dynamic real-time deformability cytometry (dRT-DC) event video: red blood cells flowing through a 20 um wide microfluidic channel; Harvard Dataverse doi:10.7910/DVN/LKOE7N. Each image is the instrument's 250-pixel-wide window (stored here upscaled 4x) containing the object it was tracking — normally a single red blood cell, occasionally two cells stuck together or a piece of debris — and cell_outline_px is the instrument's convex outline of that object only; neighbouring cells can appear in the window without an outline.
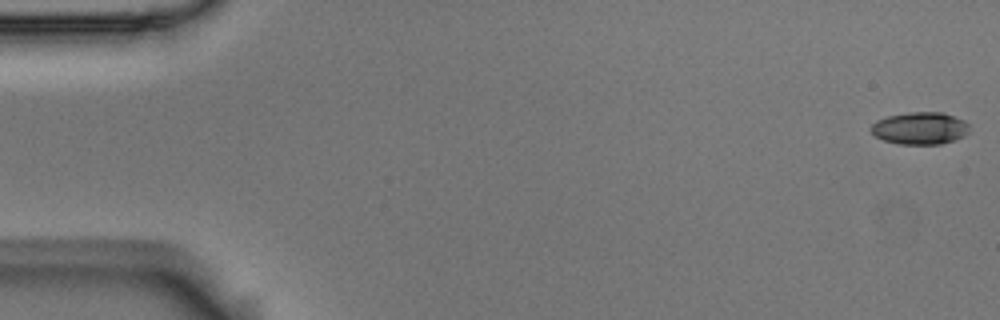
{"species": "Egyptian fruit bat (a non-hibernating species)", "species_latin": "Rousettus aegyptiacus", "temperature_condition": "room temperature", "stored_images_in_passage": 5, "camera_frame_rate_fps": 3000, "um_per_image_px": 0.085, "animal": {"sex": "male"}, "frame": {"image": 1, "passage_image": 1, "time_ms": 0.0, "image_size_px": [1000, 320], "cell_outline_px": [[968, 132], [964, 136], [956, 140], [940, 144], [900, 144], [884, 140], [876, 136], [872, 132], [872, 124], [876, 120], [888, 116], [908, 112], [944, 112], [964, 120], [968, 124]], "centroid_in_image_um": [78.23, 10.89], "position_along_channel_um": 6.8, "area_um2": 18.5}}
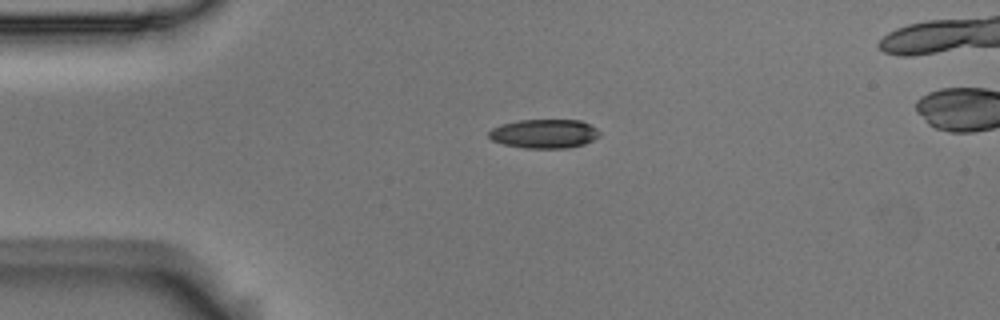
{"frame": {"image": 2, "passage_image": 3, "time_ms": 0.667, "image_size_px": [1000, 320], "cell_outline_px": [[600, 136], [584, 144], [568, 148], [524, 148], [504, 144], [492, 140], [488, 136], [488, 132], [492, 128], [500, 124], [520, 120], [580, 120], [596, 128], [600, 132]], "centroid_in_image_um": [46.25, 11.36], "position_along_channel_um": 38.8, "area_um2": 18.73}}
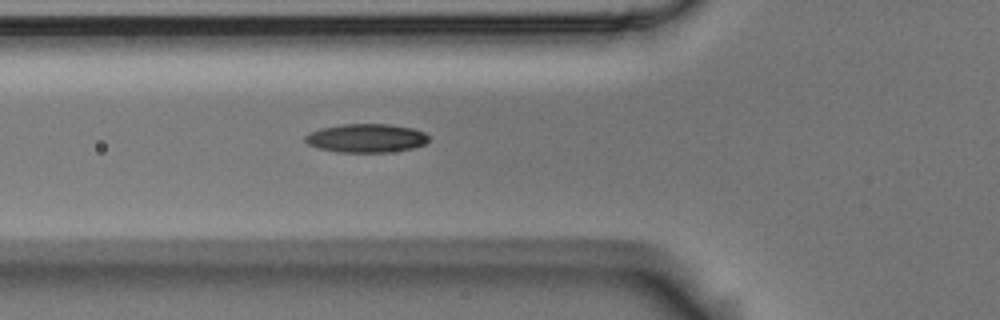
{"frame": {"image": 3, "passage_image": 5, "time_ms": 1.333, "image_size_px": [1000, 320], "cell_outline_px": [[428, 140], [424, 144], [412, 148], [388, 152], [340, 152], [320, 148], [308, 144], [304, 140], [304, 136], [308, 132], [320, 128], [340, 124], [388, 124], [412, 128], [424, 132], [428, 136]], "centroid_in_image_um": [31.1, 11.73], "position_along_channel_um": 94.7, "area_um2": 20.58}}